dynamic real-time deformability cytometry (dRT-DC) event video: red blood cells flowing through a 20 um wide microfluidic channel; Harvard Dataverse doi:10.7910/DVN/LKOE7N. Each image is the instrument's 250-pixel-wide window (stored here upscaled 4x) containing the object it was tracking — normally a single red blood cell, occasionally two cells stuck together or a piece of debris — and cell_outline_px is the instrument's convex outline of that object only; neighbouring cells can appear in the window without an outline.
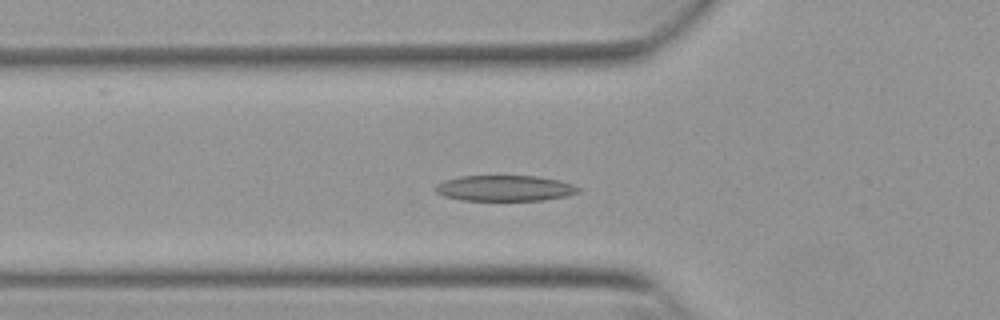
{"species": "Egyptian fruit bat (a non-hibernating species)", "species_latin": "Rousettus aegyptiacus", "temperature_condition": "warm", "stored_images_in_passage": 42, "camera_frame_rate_fps": 3000, "um_per_image_px": 0.085, "animal": {"sex": "female"}, "frame": {"image": 1, "passage_image": 11, "time_ms": 3.333, "image_size_px": [1000, 320], "cell_outline_px": [[580, 192], [564, 196], [544, 200], [460, 200], [444, 196], [436, 192], [436, 184], [444, 180], [460, 176], [536, 176], [560, 180], [572, 184], [580, 188]], "centroid_in_image_um": [42.9, 15.99], "position_along_channel_um": 82.9, "area_um2": 21.39}}
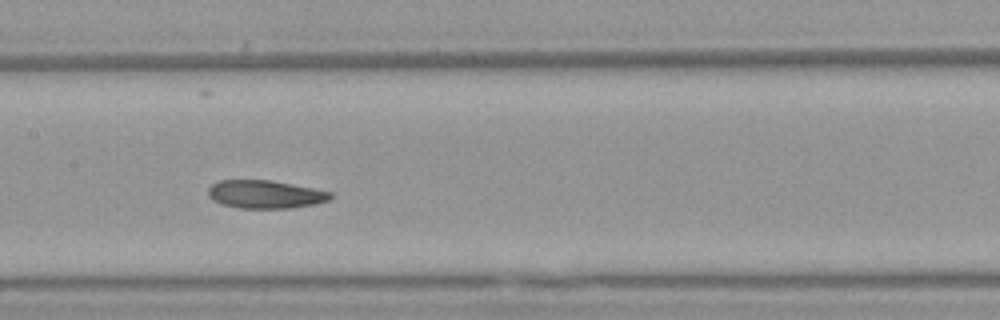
{"frame": {"image": 2, "passage_image": 19, "time_ms": 6.0, "image_size_px": [1000, 320], "cell_outline_px": [[332, 196], [328, 200], [316, 204], [292, 208], [240, 208], [220, 204], [212, 200], [208, 196], [208, 188], [212, 184], [220, 180], [272, 180], [332, 192]], "centroid_in_image_um": [22.52, 16.52], "position_along_channel_um": 184.9, "area_um2": 20.11}}
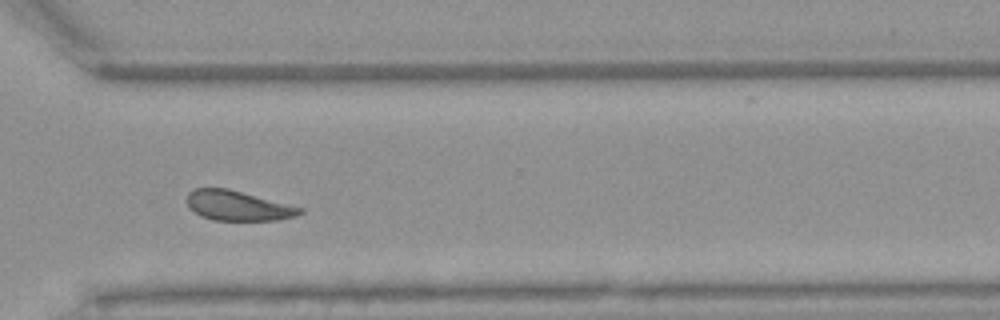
{"frame": {"image": 3, "passage_image": 32, "time_ms": 10.333, "image_size_px": [1000, 320], "cell_outline_px": [[304, 212], [296, 216], [280, 220], [212, 220], [200, 216], [188, 208], [188, 192], [196, 188], [228, 188], [304, 208]], "centroid_in_image_um": [20.23, 17.49], "position_along_channel_um": 350.4, "area_um2": 19.77}, "authors_computed_cell_mechanics": {"area_um2": 20.3745, "velocity_mm_per_s": 3.8157, "shape_relaxation_time_tau1_ms": 4.6512, "shape_relaxation_time_tau2_ms": 3.3598, "deformation_change_tau1": 0.1445, "deformation_change_tau2": 0.1049}}